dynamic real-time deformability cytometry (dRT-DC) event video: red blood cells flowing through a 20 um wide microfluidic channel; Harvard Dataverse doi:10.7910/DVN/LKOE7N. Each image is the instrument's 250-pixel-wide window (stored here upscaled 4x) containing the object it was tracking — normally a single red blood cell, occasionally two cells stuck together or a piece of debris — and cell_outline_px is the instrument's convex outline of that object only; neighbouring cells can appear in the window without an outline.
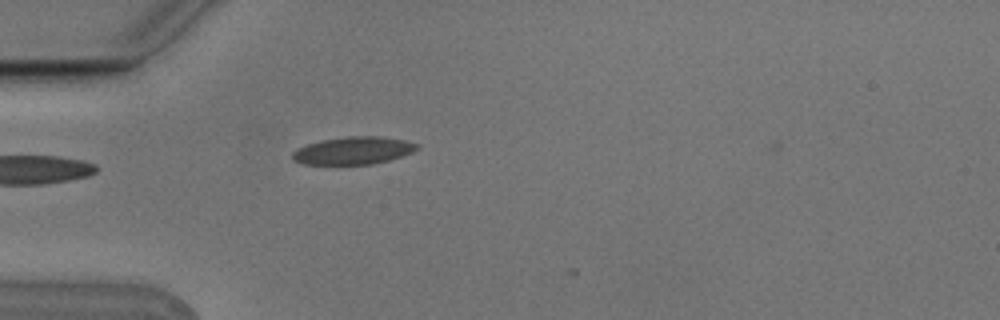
{"species": "Egyptian fruit bat (a non-hibernating species)", "species_latin": "Rousettus aegyptiacus", "temperature_condition": "cold", "stored_images_in_passage": 2, "camera_frame_rate_fps": 3000, "um_per_image_px": 0.085, "animal": {"sex": "male"}, "frame": {"image": 1, "passage_image": 2, "time_ms": 0.333, "image_size_px": [1000, 320], "cell_outline_px": [[420, 148], [412, 152], [388, 160], [372, 164], [300, 164], [292, 160], [292, 152], [296, 148], [308, 144], [324, 140], [348, 136], [380, 136], [404, 140], [420, 144]], "centroid_in_image_um": [30.02, 12.8], "position_along_channel_um": 55.0, "area_um2": 20.0}}